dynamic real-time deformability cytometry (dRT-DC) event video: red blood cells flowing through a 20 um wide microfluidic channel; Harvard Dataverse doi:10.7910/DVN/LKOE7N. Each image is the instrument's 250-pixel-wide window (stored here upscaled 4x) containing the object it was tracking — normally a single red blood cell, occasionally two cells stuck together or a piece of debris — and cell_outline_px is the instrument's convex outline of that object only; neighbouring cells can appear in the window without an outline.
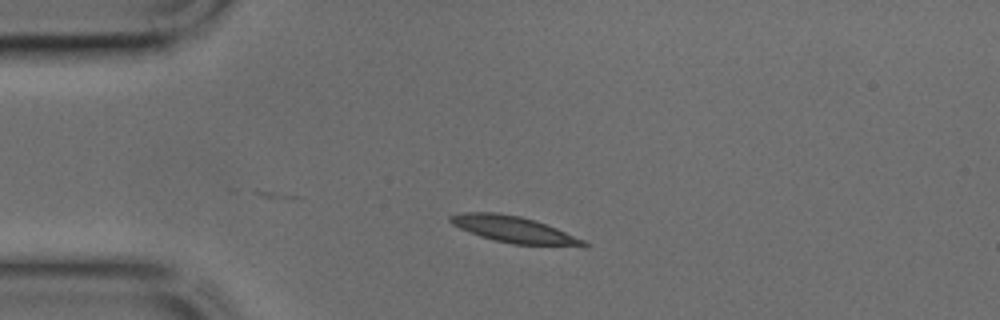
{"species": "common noctule bat (a hibernating species)", "species_latin": "Nyctalus noctula", "temperature_condition": "cold", "stored_images_in_passage": 9, "camera_frame_rate_fps": 3000, "um_per_image_px": 0.085, "animal": {"sex": "male", "body_mass_g": 17.9, "forearm_length_mm": 54.2}, "frame": {"image": 1, "passage_image": 1, "time_ms": 0.0, "image_size_px": [1000, 320], "cell_outline_px": [[588, 244], [584, 248], [512, 244], [480, 236], [460, 228], [452, 224], [448, 220], [448, 216], [460, 212], [496, 212], [520, 216], [556, 228], [584, 240]], "centroid_in_image_um": [43.71, 19.53], "position_along_channel_um": 41.3, "area_um2": 20.69}}